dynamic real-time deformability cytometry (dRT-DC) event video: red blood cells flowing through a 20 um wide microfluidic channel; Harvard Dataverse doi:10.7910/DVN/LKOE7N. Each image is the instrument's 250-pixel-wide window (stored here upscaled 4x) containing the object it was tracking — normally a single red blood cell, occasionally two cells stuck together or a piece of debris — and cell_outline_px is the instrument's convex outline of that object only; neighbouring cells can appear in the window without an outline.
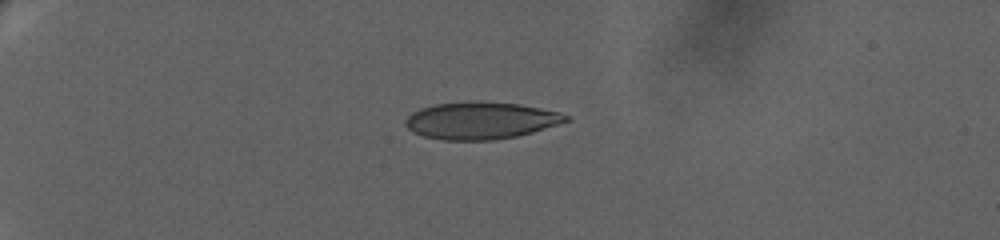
{"species": "human", "species_latin": "Homo sapiens", "temperature_condition": "warm", "stored_images_in_passage": 35, "camera_frame_rate_fps": 3000, "um_per_image_px": 0.085, "donor": {"sex": "female"}, "frame": {"image": 1, "passage_image": 1, "time_ms": 0.0, "image_size_px": [1000, 240], "cell_outline_px": [[572, 120], [532, 132], [516, 136], [492, 140], [444, 140], [424, 136], [412, 132], [404, 124], [408, 116], [412, 112], [420, 108], [436, 104], [520, 104], [560, 112], [568, 116]], "centroid_in_image_um": [40.88, 10.29], "position_along_channel_um": 44.1, "area_um2": 33.64}}
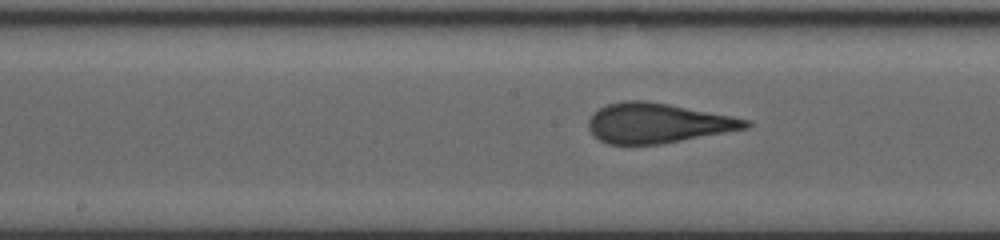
{"frame": {"image": 2, "passage_image": 21, "time_ms": 6.333, "image_size_px": [1000, 240], "cell_outline_px": [[752, 124], [748, 128], [660, 144], [608, 144], [592, 136], [588, 128], [588, 120], [592, 112], [608, 104], [624, 100], [644, 100], [668, 104], [732, 116], [748, 120]], "centroid_in_image_um": [55.84, 10.46], "position_along_channel_um": 192.4, "area_um2": 36.41}}
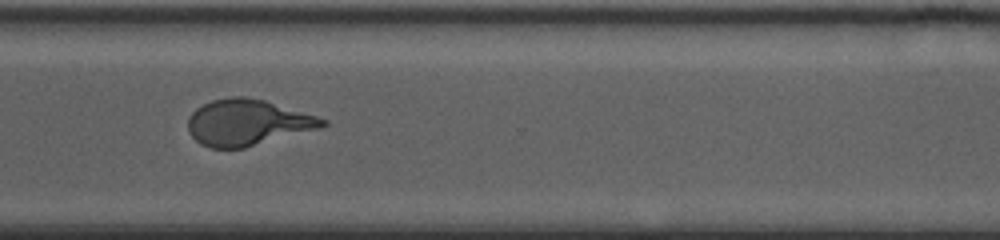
{"frame": {"image": 3, "passage_image": 34, "time_ms": 11.0, "image_size_px": [1000, 240], "cell_outline_px": [[328, 124], [316, 128], [244, 148], [212, 148], [200, 144], [188, 132], [188, 116], [196, 108], [212, 100], [232, 96], [244, 96], [264, 100], [316, 116], [328, 120]], "centroid_in_image_um": [20.97, 10.4], "position_along_channel_um": 349.6, "area_um2": 35.6}}